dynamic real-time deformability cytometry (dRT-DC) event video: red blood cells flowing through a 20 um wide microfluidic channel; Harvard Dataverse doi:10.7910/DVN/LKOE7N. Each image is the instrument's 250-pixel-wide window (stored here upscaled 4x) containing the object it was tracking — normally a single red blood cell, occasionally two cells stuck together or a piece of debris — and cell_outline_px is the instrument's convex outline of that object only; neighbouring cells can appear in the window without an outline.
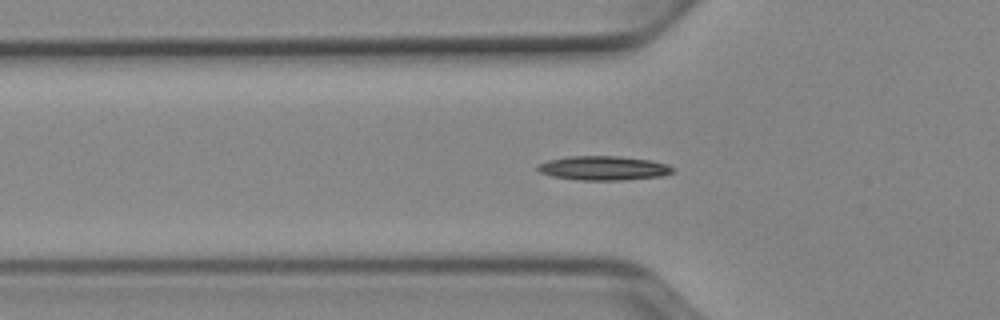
{"species": "Egyptian fruit bat (a non-hibernating species)", "species_latin": "Rousettus aegyptiacus", "temperature_condition": "cold", "stored_images_in_passage": 52, "camera_frame_rate_fps": 3000, "um_per_image_px": 0.085, "animal": {"sex": "female"}, "frame": {"image": 1, "passage_image": 17, "time_ms": 5.333, "image_size_px": [1000, 320], "cell_outline_px": [[676, 172], [660, 176], [620, 180], [580, 180], [552, 176], [540, 172], [536, 168], [536, 164], [548, 160], [568, 156], [620, 156], [652, 160], [668, 164], [676, 168]], "centroid_in_image_um": [51.32, 14.28], "position_along_channel_um": 74.5, "area_um2": 19.25}}
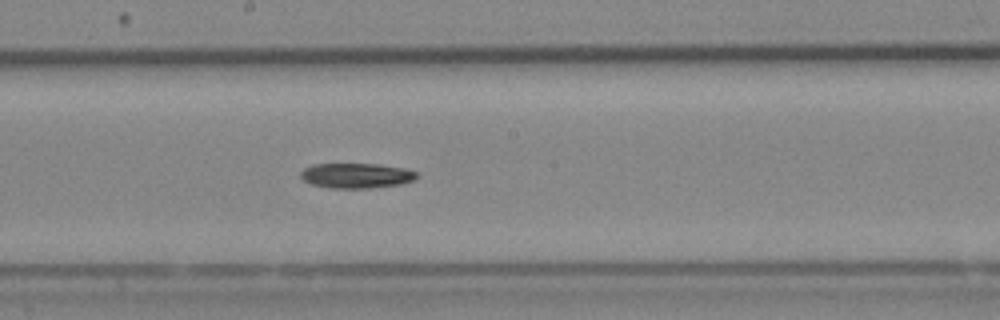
{"frame": {"image": 2, "passage_image": 28, "time_ms": 9.0, "image_size_px": [1000, 320], "cell_outline_px": [[420, 176], [416, 180], [400, 184], [372, 188], [328, 188], [312, 184], [304, 180], [300, 176], [300, 172], [304, 168], [312, 164], [380, 164], [404, 168], [416, 172]], "centroid_in_image_um": [30.31, 14.93], "position_along_channel_um": 217.9, "area_um2": 17.11}}
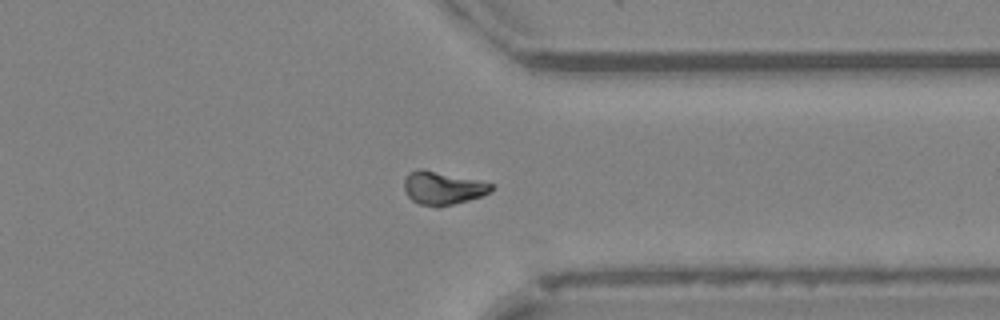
{"frame": {"image": 3, "passage_image": 40, "time_ms": 13.0, "image_size_px": [1000, 320], "cell_outline_px": [[496, 188], [492, 192], [468, 200], [436, 208], [420, 204], [412, 200], [408, 196], [404, 188], [404, 180], [408, 172], [420, 168], [476, 180], [492, 184]], "centroid_in_image_um": [37.62, 15.99], "position_along_channel_um": 373.8, "area_um2": 16.76}}